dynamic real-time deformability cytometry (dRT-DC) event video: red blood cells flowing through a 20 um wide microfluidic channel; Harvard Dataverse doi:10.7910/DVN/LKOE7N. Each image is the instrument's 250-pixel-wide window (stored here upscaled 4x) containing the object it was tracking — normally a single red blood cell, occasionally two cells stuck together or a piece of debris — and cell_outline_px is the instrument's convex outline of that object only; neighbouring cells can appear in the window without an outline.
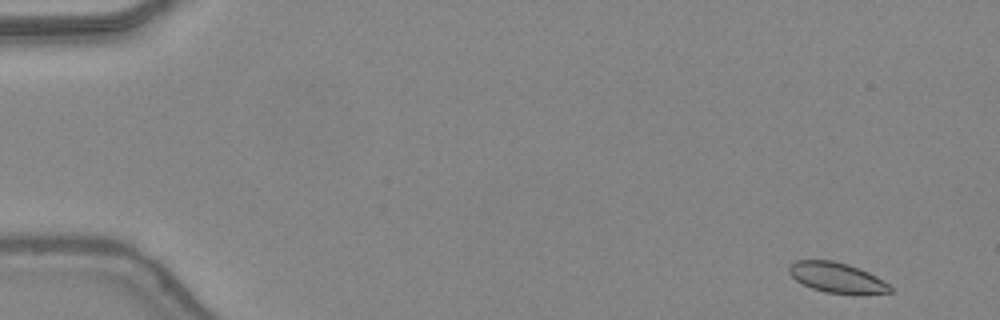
{"species": "common noctule bat (a hibernating species)", "species_latin": "Nyctalus noctula", "temperature_condition": "warm", "stored_images_in_passage": 47, "camera_frame_rate_fps": 3000, "um_per_image_px": 0.085, "animal": {"sex": "female", "body_mass_g": 24.6, "forearm_length_mm": 56.2}, "frame": {"image": 1, "passage_image": 2, "time_ms": 0.333, "image_size_px": [1000, 320], "cell_outline_px": [[892, 292], [824, 292], [812, 288], [796, 280], [788, 272], [788, 264], [796, 260], [832, 260], [848, 264], [868, 272], [876, 276], [888, 284], [892, 288]], "centroid_in_image_um": [71.05, 23.55], "position_along_channel_um": 14.0, "area_um2": 17.22}}
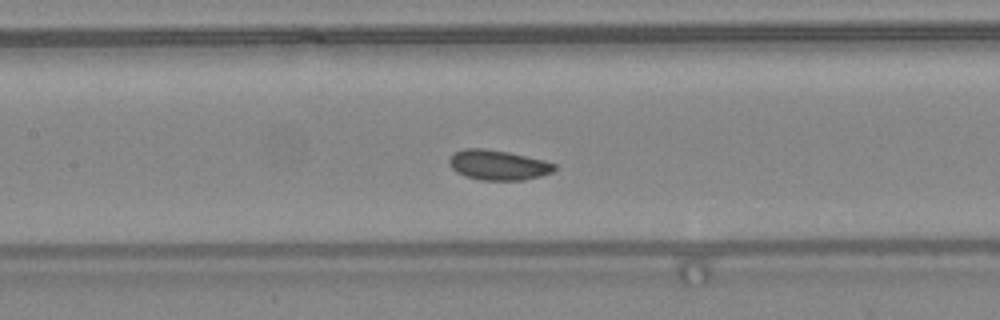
{"frame": {"image": 2, "passage_image": 22, "time_ms": 7.0, "image_size_px": [1000, 320], "cell_outline_px": [[556, 168], [552, 172], [540, 176], [524, 180], [480, 180], [464, 176], [456, 172], [452, 168], [448, 160], [456, 152], [464, 148], [484, 148], [508, 152], [544, 160], [556, 164]], "centroid_in_image_um": [42.34, 14.03], "position_along_channel_um": 165.1, "area_um2": 18.38}}
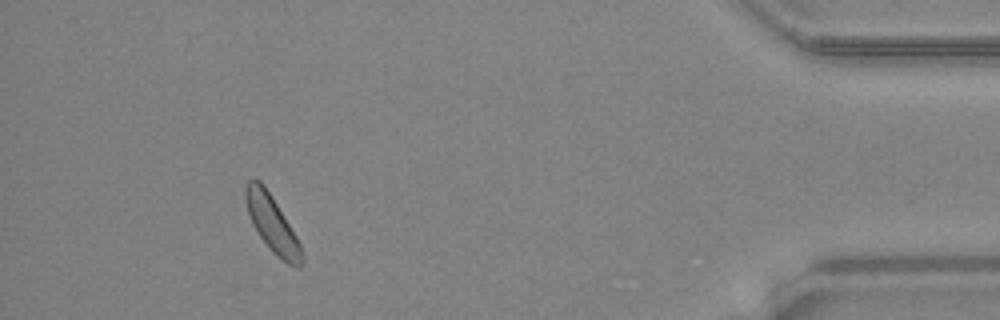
{"frame": {"image": 3, "passage_image": 43, "time_ms": 14.0, "image_size_px": [1000, 320], "cell_outline_px": [[304, 264], [300, 268], [296, 268], [288, 264], [276, 256], [268, 248], [252, 224], [244, 200], [244, 188], [248, 180], [260, 180], [264, 184], [296, 236], [300, 244], [304, 256]], "centroid_in_image_um": [23.13, 19.06], "position_along_channel_um": 412.1, "area_um2": 18.55}, "authors_computed_cell_mechanics": {"area_um2": 18.3226, "velocity_mm_per_s": 4.3659, "shape_relaxation_time_tau1_ms": 1.5696, "shape_relaxation_time_tau2_ms": 4.1208, "deformation_change_tau1": 0.0344, "deformation_change_tau2": 0.0631}}